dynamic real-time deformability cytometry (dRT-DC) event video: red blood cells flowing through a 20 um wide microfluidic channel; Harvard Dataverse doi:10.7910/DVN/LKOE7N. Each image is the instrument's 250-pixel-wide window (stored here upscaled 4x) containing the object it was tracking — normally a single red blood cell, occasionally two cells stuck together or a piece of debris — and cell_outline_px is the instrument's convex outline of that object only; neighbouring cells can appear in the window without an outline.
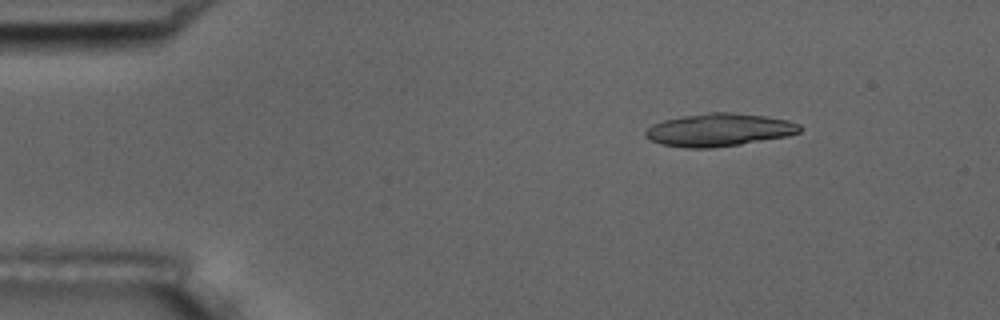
{"species": "common noctule bat (a hibernating species)", "species_latin": "Nyctalus noctula", "temperature_condition": "room temperature", "stored_images_in_passage": 5, "camera_frame_rate_fps": 3000, "um_per_image_px": 0.085, "animal": {"sex": "male", "body_mass_g": 17.5, "forearm_length_mm": 52.3}, "frame": {"image": 1, "passage_image": 3, "time_ms": 2.333, "image_size_px": [1000, 320], "cell_outline_px": [[804, 128], [800, 132], [788, 136], [740, 144], [712, 148], [684, 148], [660, 144], [648, 140], [644, 136], [644, 132], [652, 124], [664, 120], [684, 116], [708, 112], [732, 112], [768, 116], [788, 120], [800, 124]], "centroid_in_image_um": [61.13, 11.04], "position_along_channel_um": 23.9, "area_um2": 29.88}}